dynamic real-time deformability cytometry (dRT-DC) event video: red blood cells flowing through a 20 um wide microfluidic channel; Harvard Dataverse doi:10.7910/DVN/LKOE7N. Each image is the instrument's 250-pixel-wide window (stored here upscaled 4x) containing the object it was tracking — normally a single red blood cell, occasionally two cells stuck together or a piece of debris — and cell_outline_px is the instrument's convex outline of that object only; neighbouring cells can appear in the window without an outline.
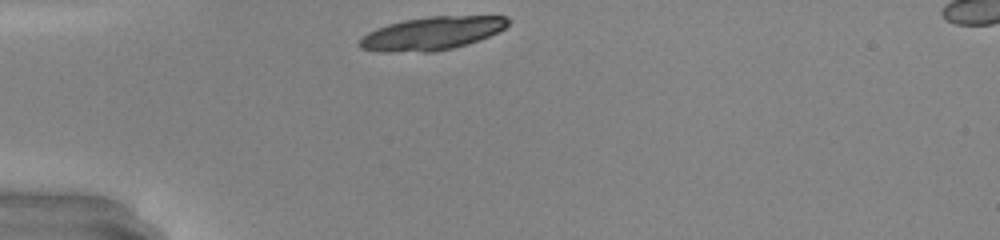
{"species": "common noctule bat (a hibernating species)", "species_latin": "Nyctalus noctula", "temperature_condition": "warm", "stored_images_in_passage": 27, "camera_frame_rate_fps": 3000, "um_per_image_px": 0.085, "animal": {"sex": "male", "body_mass_g": 20.0, "forearm_length_mm": 53.3}, "frame": {"image": 1, "passage_image": 1, "time_ms": 0.0, "image_size_px": [1000, 240], "cell_outline_px": [[508, 24], [500, 32], [480, 40], [468, 44], [436, 52], [380, 52], [360, 48], [356, 44], [368, 32], [376, 28], [388, 24], [404, 20], [432, 16], [504, 16], [508, 20]], "centroid_in_image_um": [36.69, 2.85], "position_along_channel_um": 48.3, "area_um2": 28.84}}